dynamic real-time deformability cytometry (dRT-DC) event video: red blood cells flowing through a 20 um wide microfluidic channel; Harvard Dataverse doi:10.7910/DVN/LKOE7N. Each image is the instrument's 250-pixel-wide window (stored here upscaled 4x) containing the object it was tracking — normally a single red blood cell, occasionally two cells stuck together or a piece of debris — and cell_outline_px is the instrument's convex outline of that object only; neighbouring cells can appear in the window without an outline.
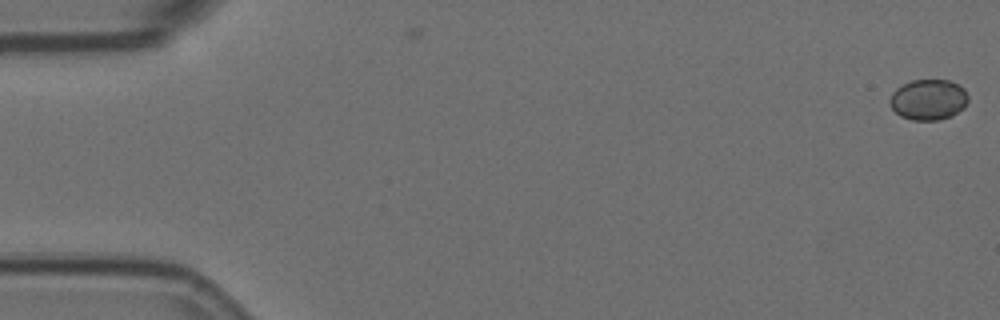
{"species": "Egyptian fruit bat (a non-hibernating species)", "species_latin": "Rousettus aegyptiacus", "temperature_condition": "room temperature", "stored_images_in_passage": 2, "camera_frame_rate_fps": 3000, "um_per_image_px": 0.085, "animal": {"sex": "female"}, "frame": {"image": 1, "passage_image": 2, "time_ms": 0.333, "image_size_px": [1000, 320], "cell_outline_px": [[968, 100], [964, 108], [952, 116], [940, 120], [912, 120], [900, 116], [888, 104], [888, 100], [892, 92], [896, 88], [912, 80], [948, 80], [964, 88], [968, 96]], "centroid_in_image_um": [78.9, 8.48], "position_along_channel_um": 6.1, "area_um2": 18.73}}